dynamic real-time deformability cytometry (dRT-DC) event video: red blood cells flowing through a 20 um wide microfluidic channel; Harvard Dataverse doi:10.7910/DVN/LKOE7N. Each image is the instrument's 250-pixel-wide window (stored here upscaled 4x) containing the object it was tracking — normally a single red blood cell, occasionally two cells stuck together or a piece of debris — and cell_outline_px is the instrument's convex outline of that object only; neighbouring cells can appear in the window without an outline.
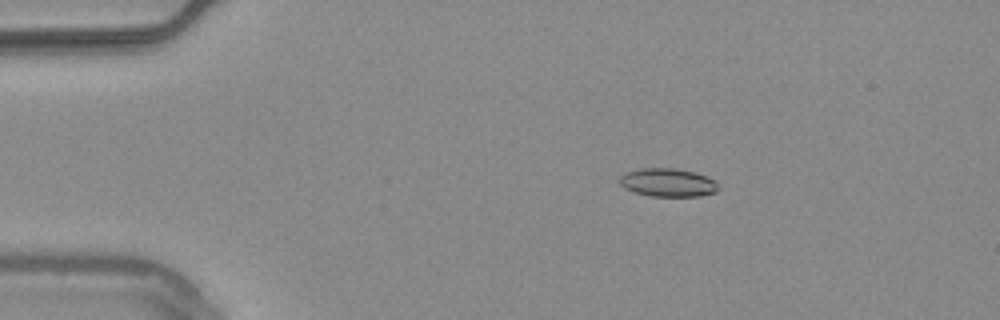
{"species": "common noctule bat (a hibernating species)", "species_latin": "Nyctalus noctula", "temperature_condition": "warm", "stored_images_in_passage": 55, "camera_frame_rate_fps": 3000, "um_per_image_px": 0.085, "animal": {"sex": "male", "body_mass_g": 20.4}, "frame": {"image": 1, "passage_image": 10, "time_ms": 3.0, "image_size_px": [1000, 320], "cell_outline_px": [[720, 188], [716, 192], [700, 196], [652, 196], [636, 192], [624, 188], [620, 184], [620, 176], [624, 172], [644, 168], [672, 168], [692, 172], [708, 176], [716, 180]], "centroid_in_image_um": [56.8, 15.52], "position_along_channel_um": 28.2, "area_um2": 16.3}}
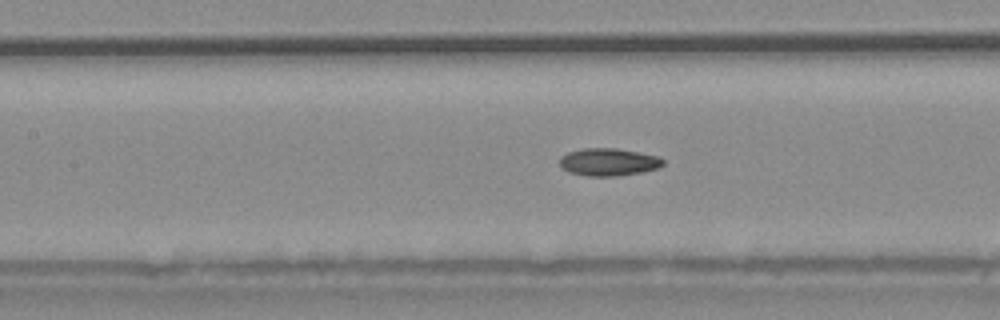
{"frame": {"image": 2, "passage_image": 25, "time_ms": 8.0, "image_size_px": [1000, 320], "cell_outline_px": [[664, 164], [660, 168], [640, 172], [616, 176], [588, 176], [568, 172], [560, 164], [560, 156], [568, 152], [584, 148], [616, 148], [656, 156], [664, 160]], "centroid_in_image_um": [51.71, 13.77], "position_along_channel_um": 155.7, "area_um2": 16.47}}
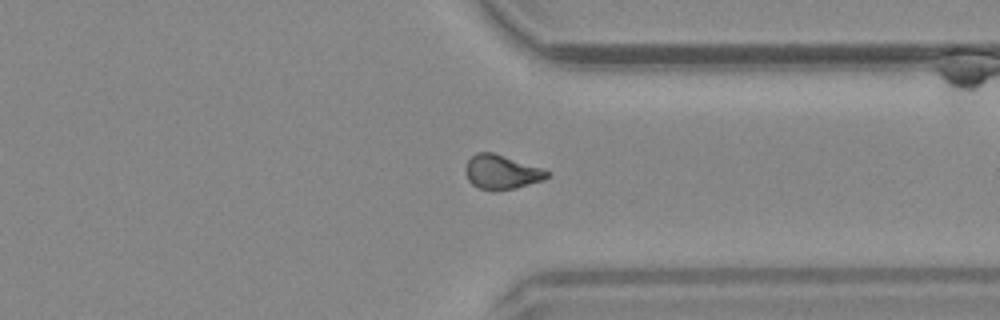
{"frame": {"image": 3, "passage_image": 42, "time_ms": 13.667, "image_size_px": [1000, 320], "cell_outline_px": [[552, 172], [544, 180], [516, 188], [492, 192], [480, 188], [472, 184], [468, 180], [464, 172], [464, 168], [468, 160], [476, 152], [492, 152], [544, 168]], "centroid_in_image_um": [42.64, 14.63], "position_along_channel_um": 368.8, "area_um2": 16.65}, "authors_computed_cell_mechanics": {"area_um2": 16.184, "velocity_mm_per_s": 3.7676, "shape_relaxation_time_tau1_ms": null, "shape_relaxation_time_tau2_ms": 4.1469, "deformation_change_tau1": null, "deformation_change_tau2": 0.1037}}